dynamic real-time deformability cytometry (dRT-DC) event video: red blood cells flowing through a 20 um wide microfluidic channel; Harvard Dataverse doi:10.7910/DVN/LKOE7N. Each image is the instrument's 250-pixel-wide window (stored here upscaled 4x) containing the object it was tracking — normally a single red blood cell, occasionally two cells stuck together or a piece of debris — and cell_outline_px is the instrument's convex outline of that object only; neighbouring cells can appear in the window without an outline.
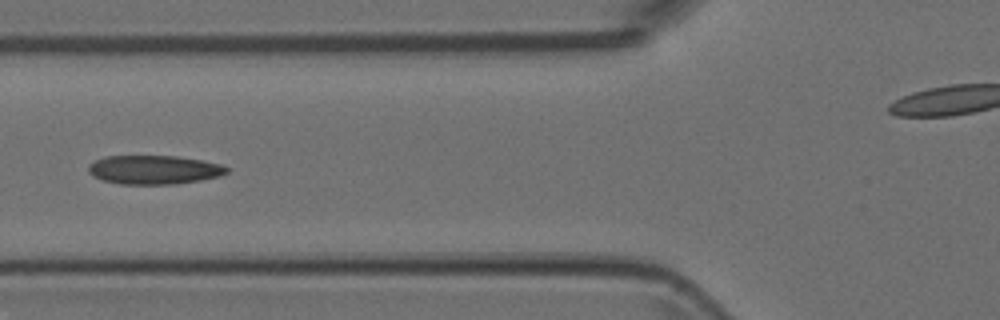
{"species": "Egyptian fruit bat (a non-hibernating species)", "species_latin": "Rousettus aegyptiacus", "temperature_condition": "room temperature", "stored_images_in_passage": 3, "camera_frame_rate_fps": 3000, "um_per_image_px": 0.085, "animal": {"sex": "female"}, "frame": {"image": 1, "passage_image": 3, "time_ms": 0.667, "image_size_px": [1000, 320], "cell_outline_px": [[228, 172], [220, 176], [200, 180], [176, 184], [120, 184], [104, 180], [92, 176], [88, 172], [88, 164], [104, 156], [176, 156], [200, 160], [220, 164], [228, 168]], "centroid_in_image_um": [13.06, 14.43], "position_along_channel_um": 112.7, "area_um2": 23.24}}